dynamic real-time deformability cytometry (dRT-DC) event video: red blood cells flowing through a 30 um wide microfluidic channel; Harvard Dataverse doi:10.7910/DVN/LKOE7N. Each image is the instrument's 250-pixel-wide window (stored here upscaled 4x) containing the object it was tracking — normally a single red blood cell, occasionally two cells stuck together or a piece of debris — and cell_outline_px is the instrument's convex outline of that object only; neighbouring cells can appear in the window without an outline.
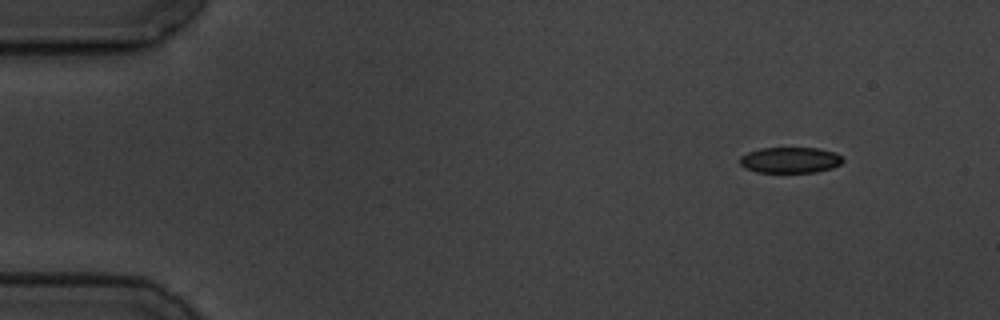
{"species": "common noctule bat (a hibernating species)", "species_latin": "Nyctalus noctula", "temperature_condition": "cold", "stored_images_in_passage": 4, "camera_frame_rate_fps": 3000, "um_per_image_px": 0.085, "animal": {"sex": "male", "body_mass_g": 19.5, "forearm_length_mm": 54.6}, "frame": {"image": 1, "passage_image": 1, "time_ms": 0.0, "image_size_px": [1000, 320], "cell_outline_px": [[844, 160], [840, 164], [832, 168], [816, 172], [756, 172], [744, 168], [740, 164], [740, 156], [748, 152], [760, 148], [820, 148], [836, 152]], "centroid_in_image_um": [67.16, 13.6], "position_along_channel_um": 17.8, "area_um2": 15.61}}
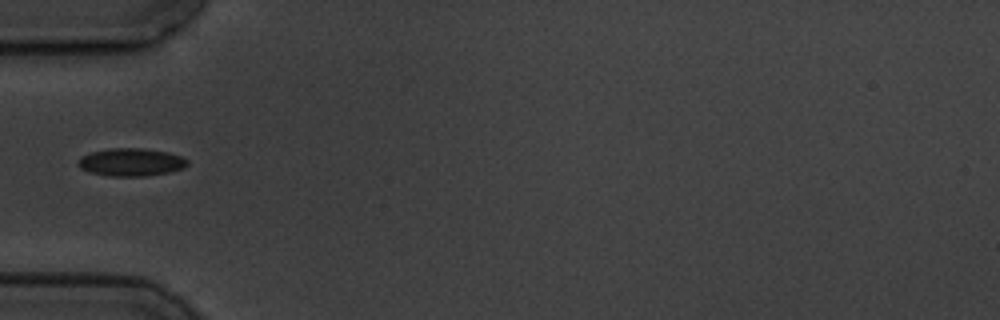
{"frame": {"image": 2, "passage_image": 4, "time_ms": 4.333, "image_size_px": [1000, 320], "cell_outline_px": [[188, 164], [184, 168], [168, 172], [144, 176], [108, 176], [88, 172], [80, 168], [76, 164], [80, 156], [92, 152], [108, 148], [144, 148], [168, 152], [180, 156], [188, 160]], "centroid_in_image_um": [11.1, 13.78], "position_along_channel_um": 73.9, "area_um2": 17.86}}